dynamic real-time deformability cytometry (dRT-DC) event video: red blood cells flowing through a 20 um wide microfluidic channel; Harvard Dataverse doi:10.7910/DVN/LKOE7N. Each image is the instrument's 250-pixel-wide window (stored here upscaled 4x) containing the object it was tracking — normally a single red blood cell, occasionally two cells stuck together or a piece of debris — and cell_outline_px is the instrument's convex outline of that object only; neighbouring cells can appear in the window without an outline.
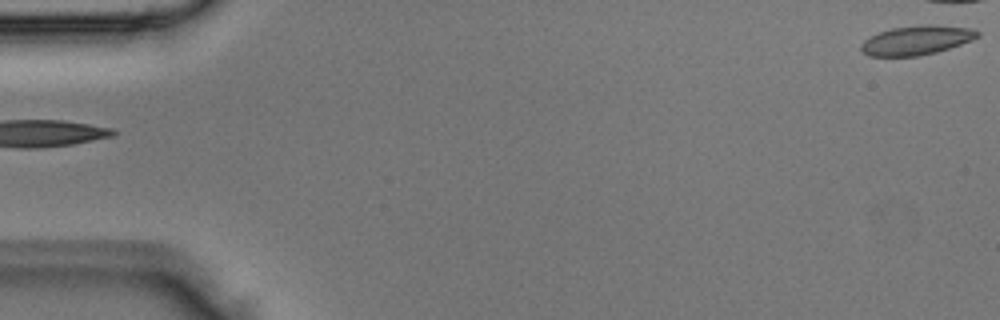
{"species": "Egyptian fruit bat (a non-hibernating species)", "species_latin": "Rousettus aegyptiacus", "temperature_condition": "room temperature", "stored_images_in_passage": 3, "segment_of_instrument_passage": [2, 2], "camera_frame_rate_fps": 3000, "um_per_image_px": 0.085, "animal": {"sex": "male"}, "frame": {"image": 1, "passage_image": 3, "time_ms": 0.667, "image_size_px": [1000, 320], "cell_outline_px": [[980, 36], [972, 40], [936, 52], [920, 56], [868, 56], [860, 48], [860, 44], [864, 40], [880, 32], [892, 28], [924, 24], [932, 24], [972, 28], [980, 32]], "centroid_in_image_um": [77.93, 3.41], "position_along_channel_um": 7.1, "area_um2": 19.83}}